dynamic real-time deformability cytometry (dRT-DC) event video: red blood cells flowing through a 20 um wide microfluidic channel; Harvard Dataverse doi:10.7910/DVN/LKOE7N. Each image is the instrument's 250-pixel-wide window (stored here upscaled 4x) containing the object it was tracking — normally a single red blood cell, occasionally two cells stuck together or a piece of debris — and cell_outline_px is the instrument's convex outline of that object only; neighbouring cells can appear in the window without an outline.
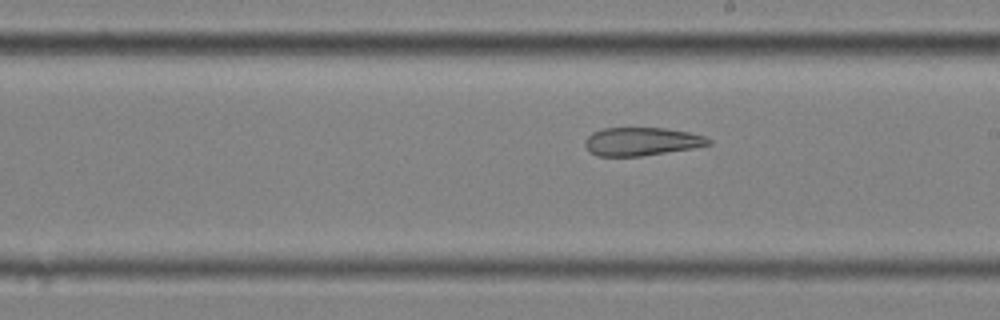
{"species": "common noctule bat (a hibernating species)", "species_latin": "Nyctalus noctula", "temperature_condition": "cold", "stored_images_in_passage": 9, "camera_frame_rate_fps": 3000, "um_per_image_px": 0.085, "animal": {"sex": "female", "body_mass_g": 25.1}, "frame": {"image": 1, "passage_image": 9, "time_ms": 2.667, "image_size_px": [1000, 320], "cell_outline_px": [[712, 144], [692, 148], [640, 156], [596, 156], [588, 152], [584, 144], [584, 140], [592, 132], [604, 128], [664, 128], [688, 132], [704, 136], [712, 140]], "centroid_in_image_um": [54.49, 12.03], "position_along_channel_um": 234.5, "area_um2": 20.35}}